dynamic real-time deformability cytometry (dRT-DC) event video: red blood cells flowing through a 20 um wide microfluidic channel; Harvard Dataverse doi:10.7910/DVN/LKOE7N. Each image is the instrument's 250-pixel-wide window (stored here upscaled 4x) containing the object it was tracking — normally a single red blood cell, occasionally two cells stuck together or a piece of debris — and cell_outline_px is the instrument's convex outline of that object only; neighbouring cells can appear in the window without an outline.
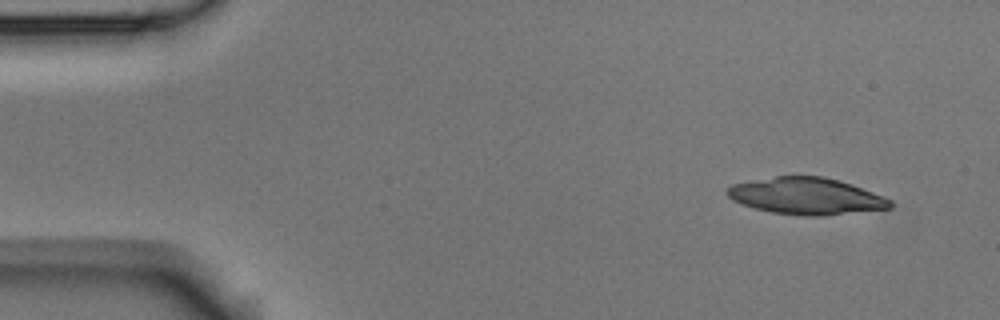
{"species": "Egyptian fruit bat (a non-hibernating species)", "species_latin": "Rousettus aegyptiacus", "temperature_condition": "room temperature", "stored_images_in_passage": 4, "camera_frame_rate_fps": 3000, "um_per_image_px": 0.085, "animal": {"sex": "male"}, "frame": {"image": 1, "passage_image": 1, "time_ms": 0.0, "image_size_px": [1000, 320], "cell_outline_px": [[892, 208], [820, 216], [808, 216], [772, 212], [756, 208], [732, 200], [728, 196], [728, 188], [732, 184], [776, 176], [824, 176], [840, 180], [852, 184], [884, 196], [892, 200]], "centroid_in_image_um": [68.58, 16.66], "position_along_channel_um": 16.4, "area_um2": 34.68}}